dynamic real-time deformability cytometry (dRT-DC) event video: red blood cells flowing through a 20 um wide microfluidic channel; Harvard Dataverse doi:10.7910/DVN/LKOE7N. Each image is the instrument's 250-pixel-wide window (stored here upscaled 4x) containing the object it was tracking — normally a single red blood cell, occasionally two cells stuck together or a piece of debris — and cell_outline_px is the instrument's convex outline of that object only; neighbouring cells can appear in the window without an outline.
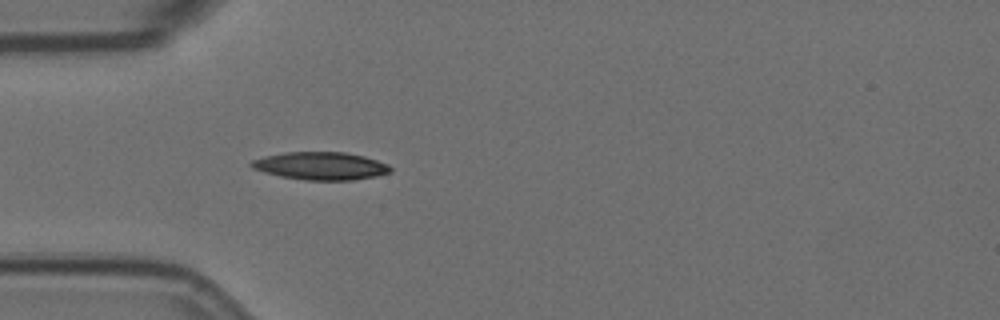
{"species": "Egyptian fruit bat (a non-hibernating species)", "species_latin": "Rousettus aegyptiacus", "temperature_condition": "room temperature", "stored_images_in_passage": 4, "camera_frame_rate_fps": 3000, "um_per_image_px": 0.085, "animal": {"sex": "female"}, "frame": {"image": 1, "passage_image": 4, "time_ms": 1.0, "image_size_px": [1000, 320], "cell_outline_px": [[392, 172], [376, 176], [352, 180], [304, 180], [280, 176], [264, 172], [252, 168], [248, 164], [252, 160], [264, 156], [284, 152], [344, 152], [364, 156], [388, 164], [392, 168]], "centroid_in_image_um": [27.25, 14.1], "position_along_channel_um": 57.7, "area_um2": 22.6}}